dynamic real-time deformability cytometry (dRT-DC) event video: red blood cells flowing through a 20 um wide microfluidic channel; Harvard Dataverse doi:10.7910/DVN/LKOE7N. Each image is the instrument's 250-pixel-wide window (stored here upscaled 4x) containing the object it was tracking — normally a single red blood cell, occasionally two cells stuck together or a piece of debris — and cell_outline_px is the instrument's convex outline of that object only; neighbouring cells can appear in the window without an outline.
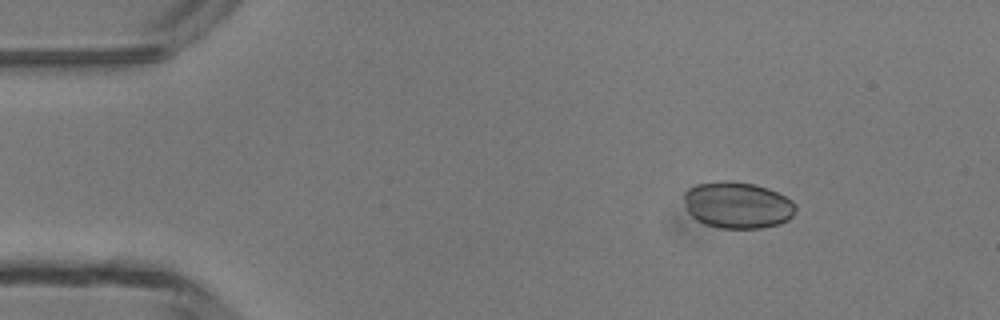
{"species": "common noctule bat (a hibernating species)", "species_latin": "Nyctalus noctula", "temperature_condition": "room temperature", "stored_images_in_passage": 3, "camera_frame_rate_fps": 3000, "um_per_image_px": 0.085, "animal": {"sex": "male", "body_mass_g": 13.3}, "frame": {"image": 1, "passage_image": 1, "time_ms": 0.0, "image_size_px": [1000, 320], "cell_outline_px": [[796, 208], [792, 216], [788, 220], [780, 224], [760, 228], [720, 228], [704, 224], [696, 220], [688, 212], [684, 200], [684, 192], [688, 188], [696, 184], [720, 180], [728, 180], [756, 184], [768, 188], [792, 200], [796, 204]], "centroid_in_image_um": [62.68, 17.42], "position_along_channel_um": 22.3, "area_um2": 30.58}}